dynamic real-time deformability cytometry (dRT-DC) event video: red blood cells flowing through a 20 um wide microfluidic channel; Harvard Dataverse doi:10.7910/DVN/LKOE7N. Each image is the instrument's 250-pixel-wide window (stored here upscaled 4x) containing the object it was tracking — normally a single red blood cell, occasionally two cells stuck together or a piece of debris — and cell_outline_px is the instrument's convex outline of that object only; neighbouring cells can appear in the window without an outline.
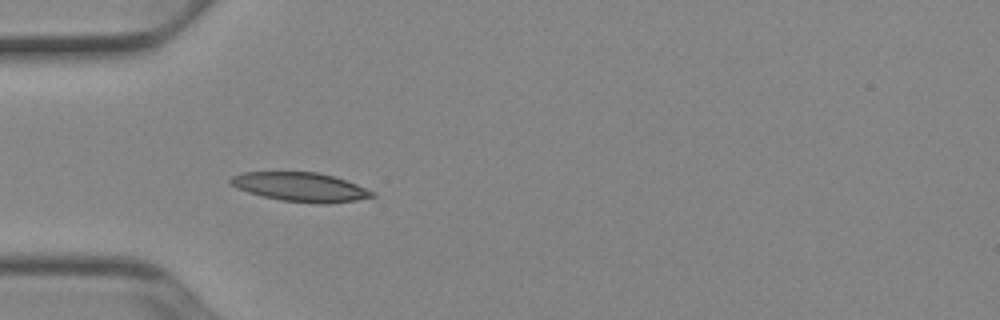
{"species": "Egyptian fruit bat (a non-hibernating species)", "species_latin": "Rousettus aegyptiacus", "temperature_condition": "cold", "stored_images_in_passage": 37, "camera_frame_rate_fps": 3000, "um_per_image_px": 0.085, "animal": {"sex": "female"}, "frame": {"image": 1, "passage_image": 1, "time_ms": 0.0, "image_size_px": [1000, 320], "cell_outline_px": [[376, 196], [356, 200], [324, 204], [316, 204], [280, 200], [248, 192], [236, 188], [228, 180], [232, 176], [240, 172], [316, 172], [332, 176], [356, 184], [376, 192]], "centroid_in_image_um": [25.54, 15.9], "position_along_channel_um": 59.5, "area_um2": 23.93}}
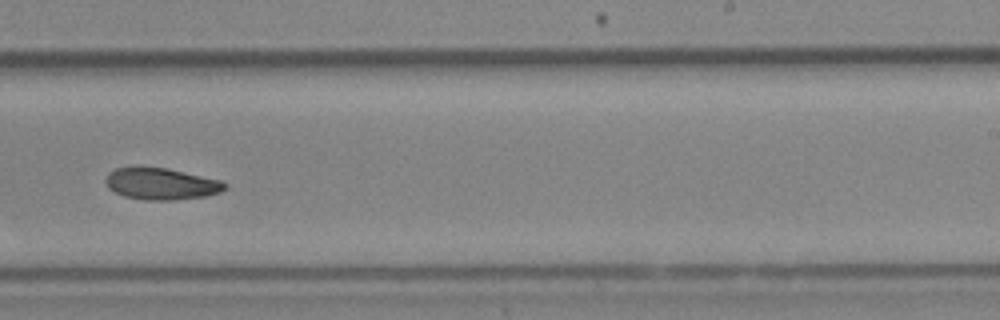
{"frame": {"image": 2, "passage_image": 18, "time_ms": 5.667, "image_size_px": [1000, 320], "cell_outline_px": [[228, 188], [220, 192], [204, 196], [172, 200], [144, 200], [124, 196], [108, 188], [104, 180], [108, 172], [116, 168], [168, 168], [220, 180], [228, 184]], "centroid_in_image_um": [13.71, 15.63], "position_along_channel_um": 275.3, "area_um2": 21.85}}
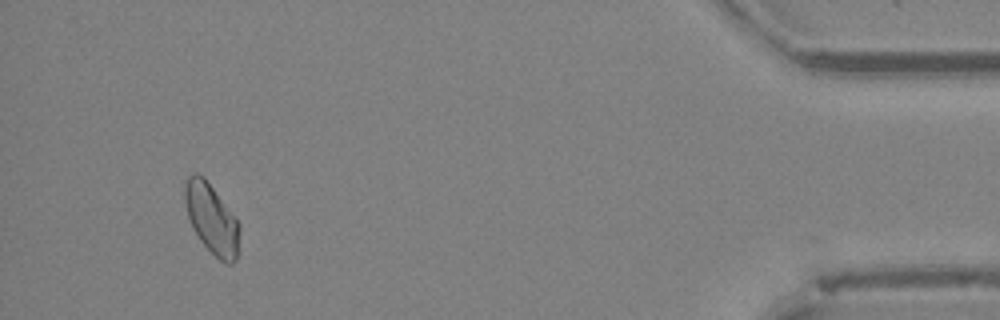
{"frame": {"image": 3, "passage_image": 34, "time_ms": 11.0, "image_size_px": [1000, 320], "cell_outline_px": [[240, 232], [236, 260], [232, 264], [224, 264], [200, 240], [192, 228], [188, 216], [184, 200], [184, 184], [188, 176], [196, 172], [204, 176], [240, 224]], "centroid_in_image_um": [17.98, 18.59], "position_along_channel_um": 417.2, "area_um2": 22.25}, "authors_computed_cell_mechanics": {"area_um2": 22.253, "velocity_mm_per_s": 3.8972, "shape_relaxation_time_tau1_ms": 9.9272, "shape_relaxation_time_tau2_ms": null, "deformation_change_tau1": 0.1631, "deformation_change_tau2": null}}